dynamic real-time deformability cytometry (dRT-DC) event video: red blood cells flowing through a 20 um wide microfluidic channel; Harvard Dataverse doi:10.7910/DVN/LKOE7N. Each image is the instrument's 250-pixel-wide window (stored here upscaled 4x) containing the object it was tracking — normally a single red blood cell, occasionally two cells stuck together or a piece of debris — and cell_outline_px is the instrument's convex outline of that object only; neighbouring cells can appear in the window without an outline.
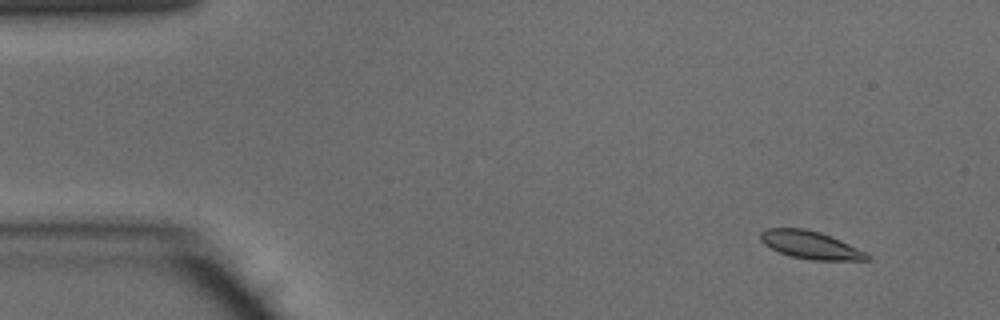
{"species": "common noctule bat (a hibernating species)", "species_latin": "Nyctalus noctula", "temperature_condition": "warm", "stored_images_in_passage": 47, "segment_of_instrument_passage": [1, 2], "camera_frame_rate_fps": 3000, "um_per_image_px": 0.085, "animal": {"sex": "male", "body_mass_g": 15.6}, "frame": {"image": 1, "passage_image": 1, "time_ms": 0.0, "image_size_px": [1000, 320], "cell_outline_px": [[872, 260], [812, 260], [792, 256], [780, 252], [764, 244], [760, 240], [760, 232], [768, 228], [804, 228], [820, 232], [840, 240], [872, 256]], "centroid_in_image_um": [68.89, 20.82], "position_along_channel_um": 16.1, "area_um2": 17.05}}
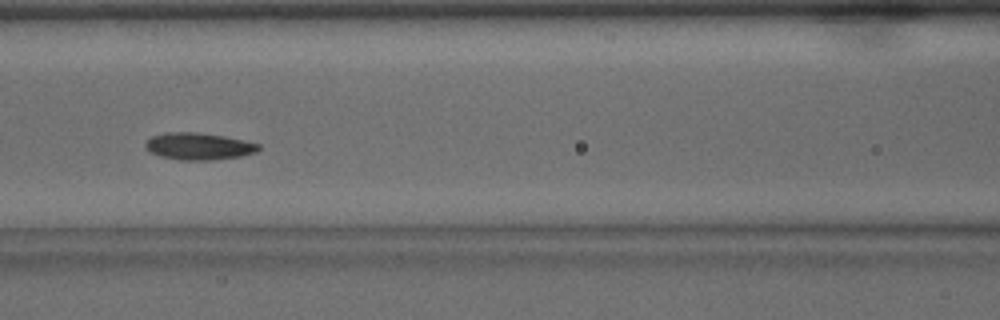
{"frame": {"image": 2, "passage_image": 18, "time_ms": 5.667, "image_size_px": [1000, 320], "cell_outline_px": [[260, 148], [256, 152], [240, 156], [212, 160], [180, 160], [160, 156], [148, 152], [144, 148], [144, 144], [152, 136], [164, 132], [196, 132], [224, 136], [244, 140], [260, 144]], "centroid_in_image_um": [16.85, 12.43], "position_along_channel_um": 149.8, "area_um2": 17.92}}
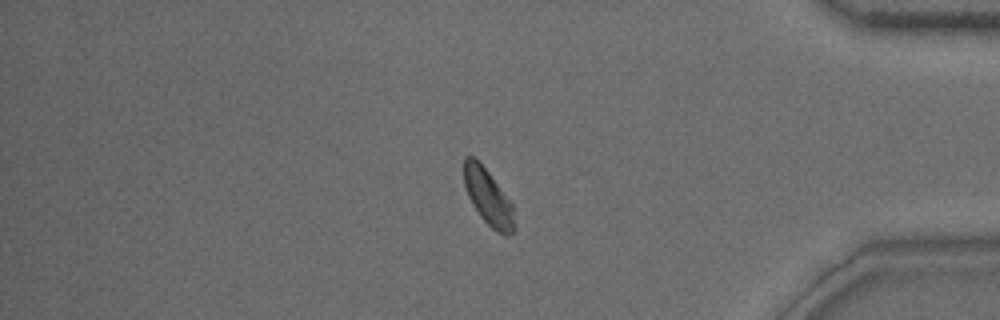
{"frame": {"image": 3, "passage_image": 38, "time_ms": 12.333, "image_size_px": [1000, 320], "cell_outline_px": [[516, 228], [508, 236], [504, 236], [496, 232], [480, 216], [472, 204], [468, 196], [464, 184], [464, 156], [472, 156], [488, 172], [512, 204]], "centroid_in_image_um": [41.5, 16.82], "position_along_channel_um": 393.7, "area_um2": 16.24}}